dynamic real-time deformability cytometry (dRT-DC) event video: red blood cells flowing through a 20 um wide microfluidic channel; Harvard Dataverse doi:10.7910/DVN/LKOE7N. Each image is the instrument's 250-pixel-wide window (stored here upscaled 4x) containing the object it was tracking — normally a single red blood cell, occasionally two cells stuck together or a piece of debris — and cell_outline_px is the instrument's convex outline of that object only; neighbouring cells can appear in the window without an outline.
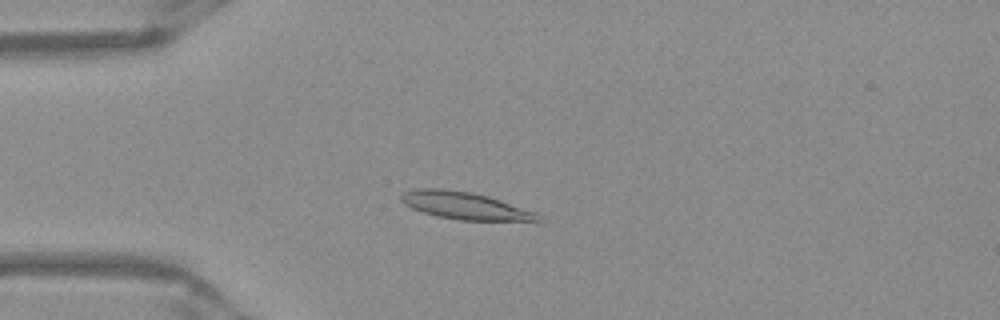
{"species": "Egyptian fruit bat (a non-hibernating species)", "species_latin": "Rousettus aegyptiacus", "temperature_condition": "warm", "stored_images_in_passage": 51, "camera_frame_rate_fps": 3000, "um_per_image_px": 0.085, "frame": {"image": 1, "passage_image": 13, "time_ms": 4.0, "image_size_px": [1000, 320], "cell_outline_px": [[544, 220], [460, 220], [436, 216], [412, 208], [404, 204], [400, 200], [400, 196], [404, 192], [416, 188], [440, 188], [472, 192], [488, 196], [536, 212]], "centroid_in_image_um": [39.47, 17.47], "position_along_channel_um": 45.5, "area_um2": 21.56}}
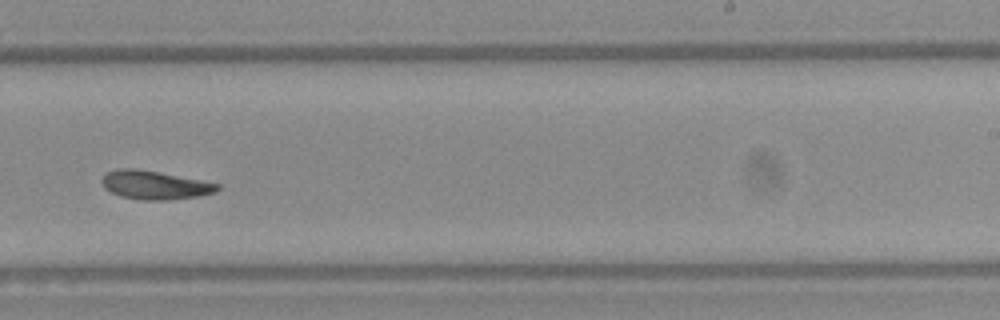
{"frame": {"image": 2, "passage_image": 32, "time_ms": 10.333, "image_size_px": [1000, 320], "cell_outline_px": [[220, 188], [216, 192], [196, 196], [164, 200], [144, 200], [120, 196], [104, 188], [100, 180], [108, 172], [116, 168], [136, 168], [200, 180], [220, 184]], "centroid_in_image_um": [13.12, 15.72], "position_along_channel_um": 275.9, "area_um2": 19.02}}
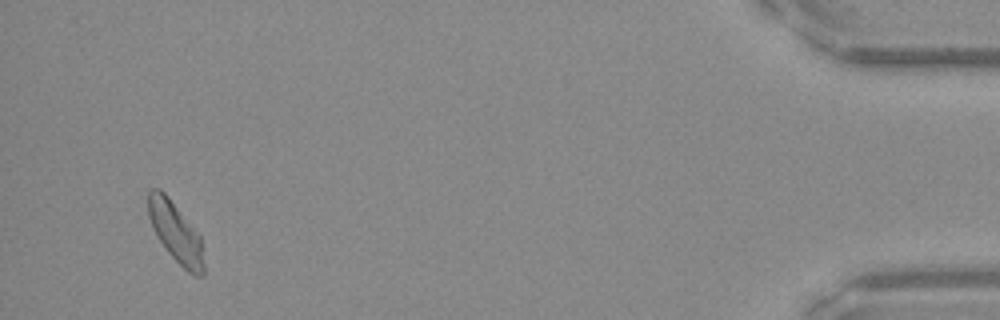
{"frame": {"image": 3, "passage_image": 49, "time_ms": 16.0, "image_size_px": [1000, 320], "cell_outline_px": [[204, 276], [196, 276], [188, 272], [168, 252], [160, 240], [148, 216], [148, 192], [152, 188], [160, 188], [168, 196], [200, 236], [204, 264]], "centroid_in_image_um": [14.94, 19.74], "position_along_channel_um": 420.3, "area_um2": 19.02}, "authors_computed_cell_mechanics": {"area_um2": 19.7098, "velocity_mm_per_s": 3.926, "shape_relaxation_time_tau1_ms": null, "shape_relaxation_time_tau2_ms": 5.5991, "deformation_change_tau1": null, "deformation_change_tau2": 0.12}}